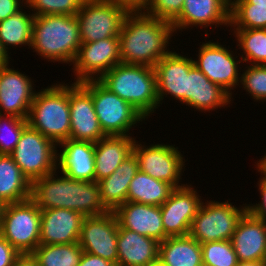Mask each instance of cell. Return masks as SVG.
Here are the masks:
<instances>
[{
    "label": "cell",
    "instance_id": "6da1fadb",
    "mask_svg": "<svg viewBox=\"0 0 266 266\" xmlns=\"http://www.w3.org/2000/svg\"><path fill=\"white\" fill-rule=\"evenodd\" d=\"M174 34L172 23L146 12H129L118 35L121 63L154 68L170 52Z\"/></svg>",
    "mask_w": 266,
    "mask_h": 266
},
{
    "label": "cell",
    "instance_id": "7a4b0ae2",
    "mask_svg": "<svg viewBox=\"0 0 266 266\" xmlns=\"http://www.w3.org/2000/svg\"><path fill=\"white\" fill-rule=\"evenodd\" d=\"M57 169L31 183L30 199L41 209L63 208L80 212L84 217L100 216L104 206L96 181H82L58 176Z\"/></svg>",
    "mask_w": 266,
    "mask_h": 266
},
{
    "label": "cell",
    "instance_id": "3957f363",
    "mask_svg": "<svg viewBox=\"0 0 266 266\" xmlns=\"http://www.w3.org/2000/svg\"><path fill=\"white\" fill-rule=\"evenodd\" d=\"M81 45L76 15L35 16L32 26L31 49L38 56L72 65Z\"/></svg>",
    "mask_w": 266,
    "mask_h": 266
},
{
    "label": "cell",
    "instance_id": "277c9868",
    "mask_svg": "<svg viewBox=\"0 0 266 266\" xmlns=\"http://www.w3.org/2000/svg\"><path fill=\"white\" fill-rule=\"evenodd\" d=\"M98 81L130 103L146 120L159 107L156 74L152 67L118 63Z\"/></svg>",
    "mask_w": 266,
    "mask_h": 266
},
{
    "label": "cell",
    "instance_id": "5b68a950",
    "mask_svg": "<svg viewBox=\"0 0 266 266\" xmlns=\"http://www.w3.org/2000/svg\"><path fill=\"white\" fill-rule=\"evenodd\" d=\"M55 83L35 93L28 125L56 145L70 138L69 85ZM66 85V86H65Z\"/></svg>",
    "mask_w": 266,
    "mask_h": 266
},
{
    "label": "cell",
    "instance_id": "8992f818",
    "mask_svg": "<svg viewBox=\"0 0 266 266\" xmlns=\"http://www.w3.org/2000/svg\"><path fill=\"white\" fill-rule=\"evenodd\" d=\"M92 95L100 127L106 136H130V130L145 117L130 103L109 91L98 80L81 82Z\"/></svg>",
    "mask_w": 266,
    "mask_h": 266
},
{
    "label": "cell",
    "instance_id": "52a82bcc",
    "mask_svg": "<svg viewBox=\"0 0 266 266\" xmlns=\"http://www.w3.org/2000/svg\"><path fill=\"white\" fill-rule=\"evenodd\" d=\"M246 211V203L236 207L230 200H209L205 203L202 201L188 235L200 244L231 240L238 222Z\"/></svg>",
    "mask_w": 266,
    "mask_h": 266
},
{
    "label": "cell",
    "instance_id": "ba28073f",
    "mask_svg": "<svg viewBox=\"0 0 266 266\" xmlns=\"http://www.w3.org/2000/svg\"><path fill=\"white\" fill-rule=\"evenodd\" d=\"M41 209L31 200L5 204L0 235L20 254L32 253L40 245Z\"/></svg>",
    "mask_w": 266,
    "mask_h": 266
},
{
    "label": "cell",
    "instance_id": "9c48e42d",
    "mask_svg": "<svg viewBox=\"0 0 266 266\" xmlns=\"http://www.w3.org/2000/svg\"><path fill=\"white\" fill-rule=\"evenodd\" d=\"M10 155L30 183L56 170L57 145L29 125Z\"/></svg>",
    "mask_w": 266,
    "mask_h": 266
},
{
    "label": "cell",
    "instance_id": "30bf717a",
    "mask_svg": "<svg viewBox=\"0 0 266 266\" xmlns=\"http://www.w3.org/2000/svg\"><path fill=\"white\" fill-rule=\"evenodd\" d=\"M128 13L111 0H85L76 14L80 42L118 37Z\"/></svg>",
    "mask_w": 266,
    "mask_h": 266
},
{
    "label": "cell",
    "instance_id": "8fae6325",
    "mask_svg": "<svg viewBox=\"0 0 266 266\" xmlns=\"http://www.w3.org/2000/svg\"><path fill=\"white\" fill-rule=\"evenodd\" d=\"M133 153L137 157L139 170L142 172L152 178L168 182L174 188L186 185L180 183L186 160L175 145L153 143L146 146L135 140Z\"/></svg>",
    "mask_w": 266,
    "mask_h": 266
},
{
    "label": "cell",
    "instance_id": "7c38bea8",
    "mask_svg": "<svg viewBox=\"0 0 266 266\" xmlns=\"http://www.w3.org/2000/svg\"><path fill=\"white\" fill-rule=\"evenodd\" d=\"M199 46L198 58L193 59L194 65L212 83L220 85L232 96V90L240 85L241 71L239 72L238 64L243 61L239 60L232 50L226 48V45H221L219 42L209 40Z\"/></svg>",
    "mask_w": 266,
    "mask_h": 266
},
{
    "label": "cell",
    "instance_id": "4fadbf2b",
    "mask_svg": "<svg viewBox=\"0 0 266 266\" xmlns=\"http://www.w3.org/2000/svg\"><path fill=\"white\" fill-rule=\"evenodd\" d=\"M118 63H121L119 37L81 43L72 63L74 82L98 80Z\"/></svg>",
    "mask_w": 266,
    "mask_h": 266
},
{
    "label": "cell",
    "instance_id": "5bb4252c",
    "mask_svg": "<svg viewBox=\"0 0 266 266\" xmlns=\"http://www.w3.org/2000/svg\"><path fill=\"white\" fill-rule=\"evenodd\" d=\"M119 224L113 211L100 216L84 217L78 244L84 252L117 265V236Z\"/></svg>",
    "mask_w": 266,
    "mask_h": 266
},
{
    "label": "cell",
    "instance_id": "9a60e30c",
    "mask_svg": "<svg viewBox=\"0 0 266 266\" xmlns=\"http://www.w3.org/2000/svg\"><path fill=\"white\" fill-rule=\"evenodd\" d=\"M201 197L191 184L175 188L171 192L160 206L165 239L189 234L192 220L203 200Z\"/></svg>",
    "mask_w": 266,
    "mask_h": 266
},
{
    "label": "cell",
    "instance_id": "2e32d148",
    "mask_svg": "<svg viewBox=\"0 0 266 266\" xmlns=\"http://www.w3.org/2000/svg\"><path fill=\"white\" fill-rule=\"evenodd\" d=\"M70 139L95 143L106 135L102 131L91 92L81 83L69 85Z\"/></svg>",
    "mask_w": 266,
    "mask_h": 266
},
{
    "label": "cell",
    "instance_id": "e0dca14e",
    "mask_svg": "<svg viewBox=\"0 0 266 266\" xmlns=\"http://www.w3.org/2000/svg\"><path fill=\"white\" fill-rule=\"evenodd\" d=\"M9 66L0 68V115L27 119L36 93L33 80Z\"/></svg>",
    "mask_w": 266,
    "mask_h": 266
},
{
    "label": "cell",
    "instance_id": "ac0fdd59",
    "mask_svg": "<svg viewBox=\"0 0 266 266\" xmlns=\"http://www.w3.org/2000/svg\"><path fill=\"white\" fill-rule=\"evenodd\" d=\"M194 66L192 57L183 56L174 50L166 54L154 66L159 106L164 97L186 104V75Z\"/></svg>",
    "mask_w": 266,
    "mask_h": 266
},
{
    "label": "cell",
    "instance_id": "d6986e66",
    "mask_svg": "<svg viewBox=\"0 0 266 266\" xmlns=\"http://www.w3.org/2000/svg\"><path fill=\"white\" fill-rule=\"evenodd\" d=\"M230 26L229 0H184L180 16L172 23L174 33L194 27Z\"/></svg>",
    "mask_w": 266,
    "mask_h": 266
},
{
    "label": "cell",
    "instance_id": "ffe728a7",
    "mask_svg": "<svg viewBox=\"0 0 266 266\" xmlns=\"http://www.w3.org/2000/svg\"><path fill=\"white\" fill-rule=\"evenodd\" d=\"M56 169L75 180L95 181V143L67 139L57 148ZM59 151V152H58Z\"/></svg>",
    "mask_w": 266,
    "mask_h": 266
},
{
    "label": "cell",
    "instance_id": "44dd1931",
    "mask_svg": "<svg viewBox=\"0 0 266 266\" xmlns=\"http://www.w3.org/2000/svg\"><path fill=\"white\" fill-rule=\"evenodd\" d=\"M84 216L77 211L54 208L41 210L40 244L76 243Z\"/></svg>",
    "mask_w": 266,
    "mask_h": 266
},
{
    "label": "cell",
    "instance_id": "7402d4cb",
    "mask_svg": "<svg viewBox=\"0 0 266 266\" xmlns=\"http://www.w3.org/2000/svg\"><path fill=\"white\" fill-rule=\"evenodd\" d=\"M231 242L239 262L266 261V223L248 210L238 222Z\"/></svg>",
    "mask_w": 266,
    "mask_h": 266
},
{
    "label": "cell",
    "instance_id": "603a6c76",
    "mask_svg": "<svg viewBox=\"0 0 266 266\" xmlns=\"http://www.w3.org/2000/svg\"><path fill=\"white\" fill-rule=\"evenodd\" d=\"M113 212L117 218L119 228L137 232L158 242L165 239L160 206L126 202Z\"/></svg>",
    "mask_w": 266,
    "mask_h": 266
},
{
    "label": "cell",
    "instance_id": "cb8c5ba5",
    "mask_svg": "<svg viewBox=\"0 0 266 266\" xmlns=\"http://www.w3.org/2000/svg\"><path fill=\"white\" fill-rule=\"evenodd\" d=\"M231 102L232 96L220 85L212 83L195 65L189 70L186 75V106L205 113L229 107Z\"/></svg>",
    "mask_w": 266,
    "mask_h": 266
},
{
    "label": "cell",
    "instance_id": "d4e9b609",
    "mask_svg": "<svg viewBox=\"0 0 266 266\" xmlns=\"http://www.w3.org/2000/svg\"><path fill=\"white\" fill-rule=\"evenodd\" d=\"M159 243L153 238L119 228L117 266H148L158 259Z\"/></svg>",
    "mask_w": 266,
    "mask_h": 266
},
{
    "label": "cell",
    "instance_id": "484cf974",
    "mask_svg": "<svg viewBox=\"0 0 266 266\" xmlns=\"http://www.w3.org/2000/svg\"><path fill=\"white\" fill-rule=\"evenodd\" d=\"M132 136H105L95 142V181L109 177L133 153Z\"/></svg>",
    "mask_w": 266,
    "mask_h": 266
},
{
    "label": "cell",
    "instance_id": "4316f807",
    "mask_svg": "<svg viewBox=\"0 0 266 266\" xmlns=\"http://www.w3.org/2000/svg\"><path fill=\"white\" fill-rule=\"evenodd\" d=\"M138 171V160L132 153L109 177L97 182L101 200L109 211L127 202L130 182Z\"/></svg>",
    "mask_w": 266,
    "mask_h": 266
},
{
    "label": "cell",
    "instance_id": "83f0119b",
    "mask_svg": "<svg viewBox=\"0 0 266 266\" xmlns=\"http://www.w3.org/2000/svg\"><path fill=\"white\" fill-rule=\"evenodd\" d=\"M158 258L167 266H203L201 244L189 235L164 239Z\"/></svg>",
    "mask_w": 266,
    "mask_h": 266
},
{
    "label": "cell",
    "instance_id": "f1b7e54d",
    "mask_svg": "<svg viewBox=\"0 0 266 266\" xmlns=\"http://www.w3.org/2000/svg\"><path fill=\"white\" fill-rule=\"evenodd\" d=\"M31 183L11 155L0 154V200L18 203L30 199Z\"/></svg>",
    "mask_w": 266,
    "mask_h": 266
},
{
    "label": "cell",
    "instance_id": "f546056e",
    "mask_svg": "<svg viewBox=\"0 0 266 266\" xmlns=\"http://www.w3.org/2000/svg\"><path fill=\"white\" fill-rule=\"evenodd\" d=\"M175 188L139 170L130 182L127 202L161 206Z\"/></svg>",
    "mask_w": 266,
    "mask_h": 266
},
{
    "label": "cell",
    "instance_id": "4dcf8cb0",
    "mask_svg": "<svg viewBox=\"0 0 266 266\" xmlns=\"http://www.w3.org/2000/svg\"><path fill=\"white\" fill-rule=\"evenodd\" d=\"M26 7L27 5L0 22V43L9 55L10 47L17 48L18 45L29 46L28 49L31 47L32 26L35 16L31 14V11L26 13V10L24 11Z\"/></svg>",
    "mask_w": 266,
    "mask_h": 266
},
{
    "label": "cell",
    "instance_id": "1f68e13d",
    "mask_svg": "<svg viewBox=\"0 0 266 266\" xmlns=\"http://www.w3.org/2000/svg\"><path fill=\"white\" fill-rule=\"evenodd\" d=\"M84 251L76 243L42 245L32 255L39 266H78Z\"/></svg>",
    "mask_w": 266,
    "mask_h": 266
},
{
    "label": "cell",
    "instance_id": "d6a6232c",
    "mask_svg": "<svg viewBox=\"0 0 266 266\" xmlns=\"http://www.w3.org/2000/svg\"><path fill=\"white\" fill-rule=\"evenodd\" d=\"M237 39V49L243 50L241 59L251 65H266V29H230ZM235 34V35H234Z\"/></svg>",
    "mask_w": 266,
    "mask_h": 266
},
{
    "label": "cell",
    "instance_id": "836d02e7",
    "mask_svg": "<svg viewBox=\"0 0 266 266\" xmlns=\"http://www.w3.org/2000/svg\"><path fill=\"white\" fill-rule=\"evenodd\" d=\"M230 29H266V6L247 0L230 1Z\"/></svg>",
    "mask_w": 266,
    "mask_h": 266
},
{
    "label": "cell",
    "instance_id": "e575fe53",
    "mask_svg": "<svg viewBox=\"0 0 266 266\" xmlns=\"http://www.w3.org/2000/svg\"><path fill=\"white\" fill-rule=\"evenodd\" d=\"M203 266H238V258L231 240L201 244Z\"/></svg>",
    "mask_w": 266,
    "mask_h": 266
},
{
    "label": "cell",
    "instance_id": "d590c367",
    "mask_svg": "<svg viewBox=\"0 0 266 266\" xmlns=\"http://www.w3.org/2000/svg\"><path fill=\"white\" fill-rule=\"evenodd\" d=\"M27 126V119L0 115V154L10 155L13 152Z\"/></svg>",
    "mask_w": 266,
    "mask_h": 266
},
{
    "label": "cell",
    "instance_id": "8d00e7d4",
    "mask_svg": "<svg viewBox=\"0 0 266 266\" xmlns=\"http://www.w3.org/2000/svg\"><path fill=\"white\" fill-rule=\"evenodd\" d=\"M85 0H26L34 16L76 15Z\"/></svg>",
    "mask_w": 266,
    "mask_h": 266
},
{
    "label": "cell",
    "instance_id": "74e56055",
    "mask_svg": "<svg viewBox=\"0 0 266 266\" xmlns=\"http://www.w3.org/2000/svg\"><path fill=\"white\" fill-rule=\"evenodd\" d=\"M245 69L242 71L239 87L244 88L256 102L266 101V65H249Z\"/></svg>",
    "mask_w": 266,
    "mask_h": 266
},
{
    "label": "cell",
    "instance_id": "f35d334b",
    "mask_svg": "<svg viewBox=\"0 0 266 266\" xmlns=\"http://www.w3.org/2000/svg\"><path fill=\"white\" fill-rule=\"evenodd\" d=\"M184 0H153L148 15L173 23L181 14Z\"/></svg>",
    "mask_w": 266,
    "mask_h": 266
},
{
    "label": "cell",
    "instance_id": "ab89813d",
    "mask_svg": "<svg viewBox=\"0 0 266 266\" xmlns=\"http://www.w3.org/2000/svg\"><path fill=\"white\" fill-rule=\"evenodd\" d=\"M262 176L260 177L258 181V191L261 195V201L259 203L253 205L247 204V210L253 214L254 216L260 218L262 221L266 223V175L261 174Z\"/></svg>",
    "mask_w": 266,
    "mask_h": 266
},
{
    "label": "cell",
    "instance_id": "60d3db41",
    "mask_svg": "<svg viewBox=\"0 0 266 266\" xmlns=\"http://www.w3.org/2000/svg\"><path fill=\"white\" fill-rule=\"evenodd\" d=\"M20 253L0 235V266H13Z\"/></svg>",
    "mask_w": 266,
    "mask_h": 266
},
{
    "label": "cell",
    "instance_id": "b9f144b4",
    "mask_svg": "<svg viewBox=\"0 0 266 266\" xmlns=\"http://www.w3.org/2000/svg\"><path fill=\"white\" fill-rule=\"evenodd\" d=\"M119 7L126 9L128 12H146L153 0H111Z\"/></svg>",
    "mask_w": 266,
    "mask_h": 266
},
{
    "label": "cell",
    "instance_id": "7bdbcfd3",
    "mask_svg": "<svg viewBox=\"0 0 266 266\" xmlns=\"http://www.w3.org/2000/svg\"><path fill=\"white\" fill-rule=\"evenodd\" d=\"M26 5V0H0V22Z\"/></svg>",
    "mask_w": 266,
    "mask_h": 266
},
{
    "label": "cell",
    "instance_id": "ee69618b",
    "mask_svg": "<svg viewBox=\"0 0 266 266\" xmlns=\"http://www.w3.org/2000/svg\"><path fill=\"white\" fill-rule=\"evenodd\" d=\"M78 266H117L115 263L103 259L100 256H95L84 252Z\"/></svg>",
    "mask_w": 266,
    "mask_h": 266
},
{
    "label": "cell",
    "instance_id": "f6af8a7d",
    "mask_svg": "<svg viewBox=\"0 0 266 266\" xmlns=\"http://www.w3.org/2000/svg\"><path fill=\"white\" fill-rule=\"evenodd\" d=\"M13 266H39L32 253L20 254L14 261Z\"/></svg>",
    "mask_w": 266,
    "mask_h": 266
},
{
    "label": "cell",
    "instance_id": "bcb514c9",
    "mask_svg": "<svg viewBox=\"0 0 266 266\" xmlns=\"http://www.w3.org/2000/svg\"><path fill=\"white\" fill-rule=\"evenodd\" d=\"M10 55L3 49L0 43V68L4 65L10 64Z\"/></svg>",
    "mask_w": 266,
    "mask_h": 266
},
{
    "label": "cell",
    "instance_id": "7dc6e473",
    "mask_svg": "<svg viewBox=\"0 0 266 266\" xmlns=\"http://www.w3.org/2000/svg\"><path fill=\"white\" fill-rule=\"evenodd\" d=\"M256 170L258 172L266 175V154L262 158L259 159V161L256 163Z\"/></svg>",
    "mask_w": 266,
    "mask_h": 266
},
{
    "label": "cell",
    "instance_id": "c3c4849f",
    "mask_svg": "<svg viewBox=\"0 0 266 266\" xmlns=\"http://www.w3.org/2000/svg\"><path fill=\"white\" fill-rule=\"evenodd\" d=\"M238 266H266V261L239 262Z\"/></svg>",
    "mask_w": 266,
    "mask_h": 266
},
{
    "label": "cell",
    "instance_id": "681fc988",
    "mask_svg": "<svg viewBox=\"0 0 266 266\" xmlns=\"http://www.w3.org/2000/svg\"><path fill=\"white\" fill-rule=\"evenodd\" d=\"M250 4H255V6H266V0H247Z\"/></svg>",
    "mask_w": 266,
    "mask_h": 266
},
{
    "label": "cell",
    "instance_id": "f907efd6",
    "mask_svg": "<svg viewBox=\"0 0 266 266\" xmlns=\"http://www.w3.org/2000/svg\"><path fill=\"white\" fill-rule=\"evenodd\" d=\"M148 266H167L165 263H163L159 258L155 261L151 262Z\"/></svg>",
    "mask_w": 266,
    "mask_h": 266
},
{
    "label": "cell",
    "instance_id": "816d5d0a",
    "mask_svg": "<svg viewBox=\"0 0 266 266\" xmlns=\"http://www.w3.org/2000/svg\"><path fill=\"white\" fill-rule=\"evenodd\" d=\"M4 206H5V203H3L0 200V225H1V219H2V213H3Z\"/></svg>",
    "mask_w": 266,
    "mask_h": 266
}]
</instances>
